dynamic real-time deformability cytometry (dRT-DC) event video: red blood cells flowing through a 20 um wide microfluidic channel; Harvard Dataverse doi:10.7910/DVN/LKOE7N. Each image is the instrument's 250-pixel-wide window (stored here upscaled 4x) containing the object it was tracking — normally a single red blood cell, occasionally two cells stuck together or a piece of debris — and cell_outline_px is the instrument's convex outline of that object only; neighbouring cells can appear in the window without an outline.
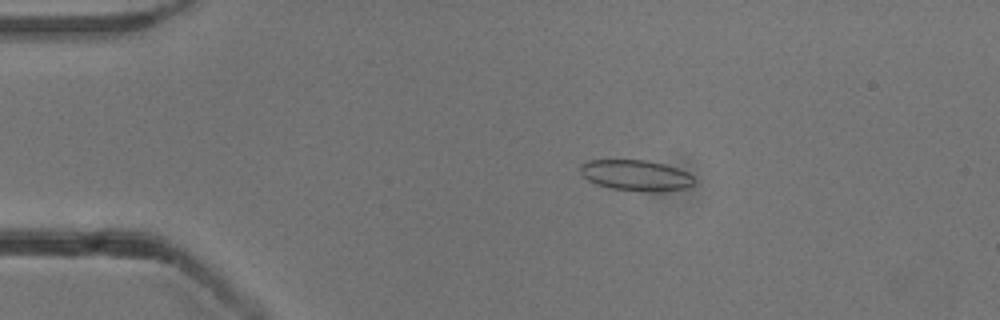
{"species": "common noctule bat (a hibernating species)", "species_latin": "Nyctalus noctula", "temperature_condition": "cold", "stored_images_in_passage": 53, "camera_frame_rate_fps": 3000, "um_per_image_px": 0.085, "animal": {"sex": "male", "body_mass_g": 13.3}, "frame": {"image": 1, "passage_image": 10, "time_ms": 3.0, "image_size_px": [1000, 320], "cell_outline_px": [[696, 180], [688, 188], [660, 192], [644, 192], [608, 188], [596, 184], [588, 180], [580, 172], [580, 164], [588, 160], [648, 160], [664, 164], [688, 172]], "centroid_in_image_um": [54.06, 14.92], "position_along_channel_um": 30.9, "area_um2": 20.75}}
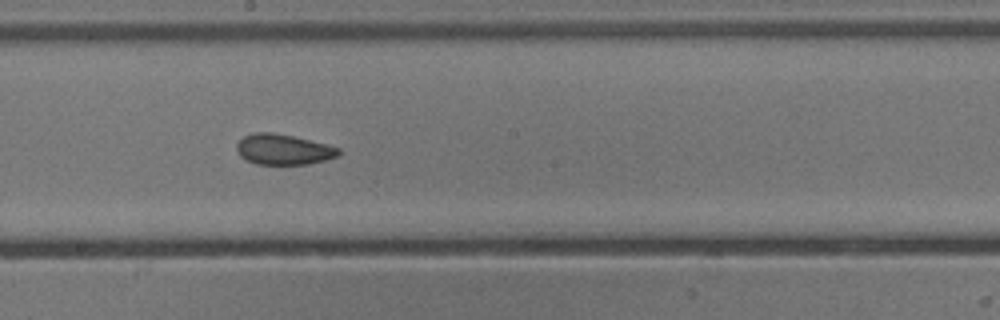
{"frame": {"image": 2, "passage_image": 29, "time_ms": 9.333, "image_size_px": [1000, 320], "cell_outline_px": [[340, 156], [308, 164], [256, 164], [240, 156], [236, 148], [236, 144], [244, 136], [256, 132], [272, 132], [292, 136], [340, 148]], "centroid_in_image_um": [24.08, 12.71], "position_along_channel_um": 224.1, "area_um2": 17.92}}
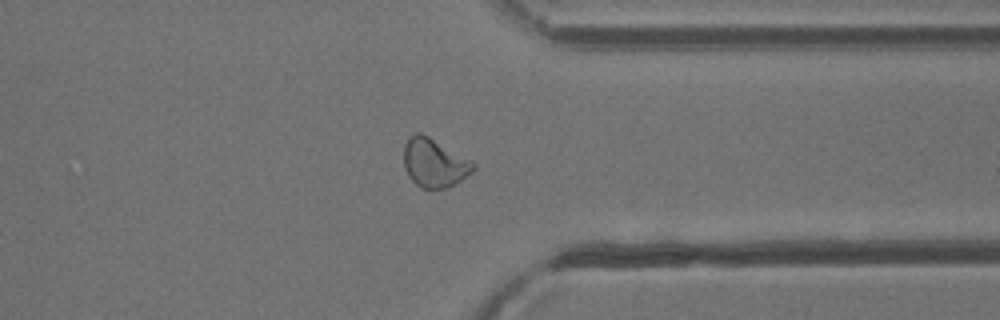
{"frame": {"image": 3, "passage_image": 41, "time_ms": 13.333, "image_size_px": [1000, 320], "cell_outline_px": [[476, 168], [472, 172], [460, 180], [444, 188], [420, 188], [408, 176], [404, 168], [404, 144], [408, 136], [416, 132], [420, 132], [428, 136], [472, 160], [476, 164]], "centroid_in_image_um": [36.89, 13.82], "position_along_channel_um": 374.5, "area_um2": 19.71}, "authors_computed_cell_mechanics": {"area_um2": 19.5942, "velocity_mm_per_s": 3.8635, "shape_relaxation_time_tau1_ms": 7.4305, "shape_relaxation_time_tau2_ms": 1.3226, "deformation_change_tau1": 0.1208, "deformation_change_tau2": 0.0373}}